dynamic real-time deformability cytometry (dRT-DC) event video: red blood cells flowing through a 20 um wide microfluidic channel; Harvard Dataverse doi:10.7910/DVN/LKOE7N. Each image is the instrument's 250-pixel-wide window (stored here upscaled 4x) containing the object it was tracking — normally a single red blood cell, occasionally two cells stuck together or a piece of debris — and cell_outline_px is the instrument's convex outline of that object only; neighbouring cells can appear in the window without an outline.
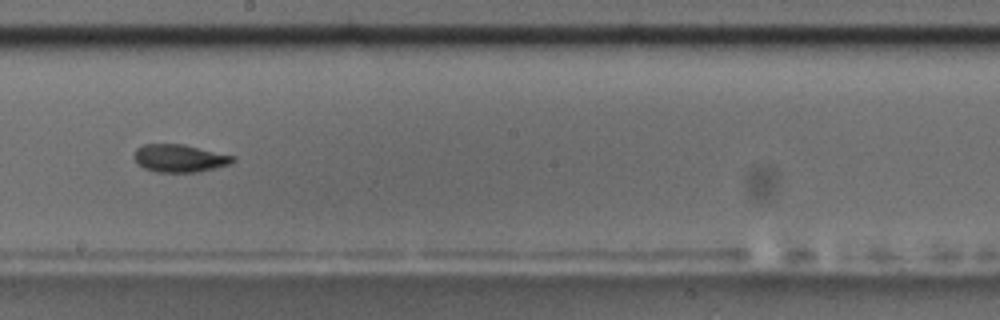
{"species": "common noctule bat (a hibernating species)", "species_latin": "Nyctalus noctula", "temperature_condition": "room temperature", "stored_images_in_passage": 50, "camera_frame_rate_fps": 3000, "um_per_image_px": 0.085, "animal": {"sex": "male", "body_mass_g": 17.5, "forearm_length_mm": 52.3}, "frame": {"image": 1, "passage_image": 29, "time_ms": 9.333, "image_size_px": [1000, 320], "cell_outline_px": [[236, 160], [232, 164], [196, 172], [156, 172], [144, 168], [132, 156], [136, 148], [144, 144], [184, 144], [236, 156]], "centroid_in_image_um": [15.29, 13.44], "position_along_channel_um": 232.9, "area_um2": 16.07}}